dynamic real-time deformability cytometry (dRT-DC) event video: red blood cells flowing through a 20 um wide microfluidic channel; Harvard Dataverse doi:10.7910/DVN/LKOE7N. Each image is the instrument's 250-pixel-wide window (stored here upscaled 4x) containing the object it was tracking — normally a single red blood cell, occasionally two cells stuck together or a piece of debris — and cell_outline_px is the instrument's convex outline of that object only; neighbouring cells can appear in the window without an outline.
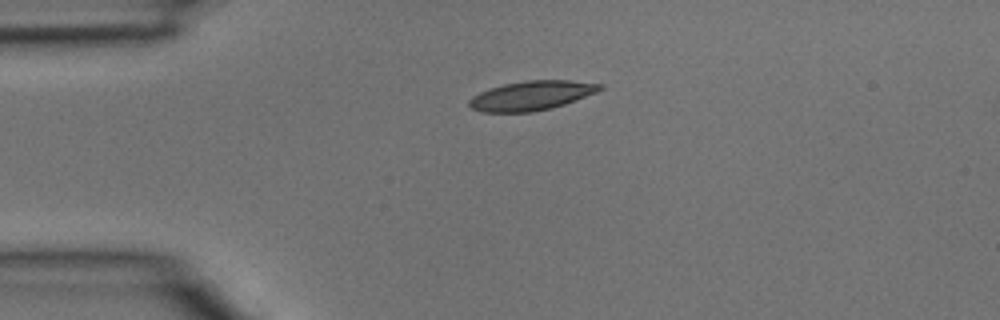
{"species": "common noctule bat (a hibernating species)", "species_latin": "Nyctalus noctula", "temperature_condition": "room temperature", "stored_images_in_passage": 2, "camera_frame_rate_fps": 3000, "um_per_image_px": 0.085, "animal": {"sex": "male", "body_mass_g": 15.6}, "frame": {"image": 1, "passage_image": 1, "time_ms": 0.0, "image_size_px": [1000, 320], "cell_outline_px": [[604, 88], [596, 92], [564, 104], [552, 108], [532, 112], [480, 112], [472, 108], [468, 104], [468, 100], [472, 96], [480, 92], [504, 84], [524, 80], [572, 80], [604, 84]], "centroid_in_image_um": [45.18, 8.12], "position_along_channel_um": 39.8, "area_um2": 22.37}}
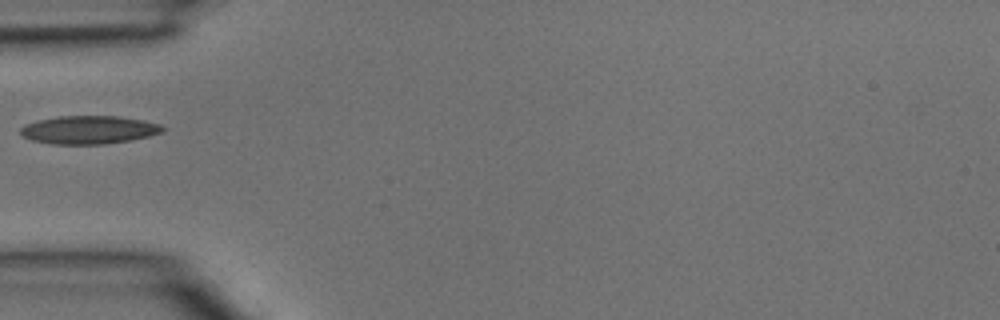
{"frame": {"image": 2, "passage_image": 2, "time_ms": 0.333, "image_size_px": [1000, 320], "cell_outline_px": [[168, 128], [164, 132], [148, 136], [128, 140], [104, 144], [52, 144], [32, 140], [20, 136], [20, 128], [24, 124], [56, 116], [120, 116], [144, 120], [160, 124]], "centroid_in_image_um": [7.56, 11.03], "position_along_channel_um": 77.4, "area_um2": 23.52}}